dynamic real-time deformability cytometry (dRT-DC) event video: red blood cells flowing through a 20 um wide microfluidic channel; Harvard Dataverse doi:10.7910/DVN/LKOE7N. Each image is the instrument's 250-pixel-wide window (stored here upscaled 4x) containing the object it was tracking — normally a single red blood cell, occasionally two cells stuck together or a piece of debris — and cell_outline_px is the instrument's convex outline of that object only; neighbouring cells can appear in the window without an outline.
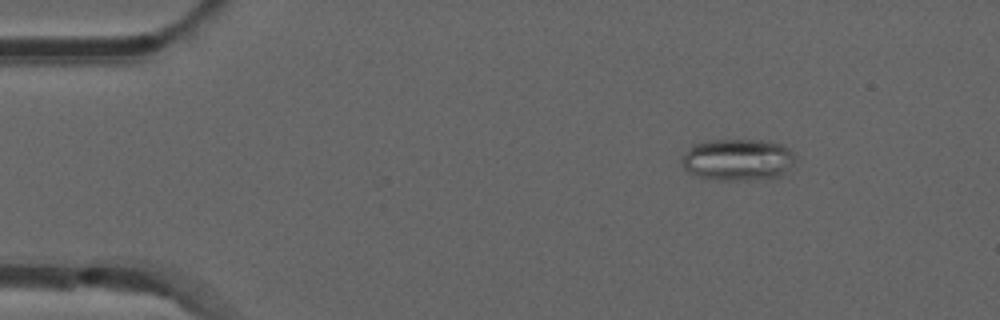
{"species": "common noctule bat (a hibernating species)", "species_latin": "Nyctalus noctula", "temperature_condition": "room temperature", "stored_images_in_passage": 9, "camera_frame_rate_fps": 3000, "um_per_image_px": 0.085, "animal": {"sex": "male", "forearm_length_mm": 52.5}, "frame": {"image": 1, "passage_image": 1, "time_ms": 0.0, "image_size_px": [1000, 320], "cell_outline_px": [[796, 156], [792, 164], [776, 180], [720, 180], [700, 176], [688, 172], [680, 164], [680, 156], [692, 144], [704, 140], [768, 140], [784, 144]], "centroid_in_image_um": [62.7, 13.57], "position_along_channel_um": 22.3, "area_um2": 28.38}}